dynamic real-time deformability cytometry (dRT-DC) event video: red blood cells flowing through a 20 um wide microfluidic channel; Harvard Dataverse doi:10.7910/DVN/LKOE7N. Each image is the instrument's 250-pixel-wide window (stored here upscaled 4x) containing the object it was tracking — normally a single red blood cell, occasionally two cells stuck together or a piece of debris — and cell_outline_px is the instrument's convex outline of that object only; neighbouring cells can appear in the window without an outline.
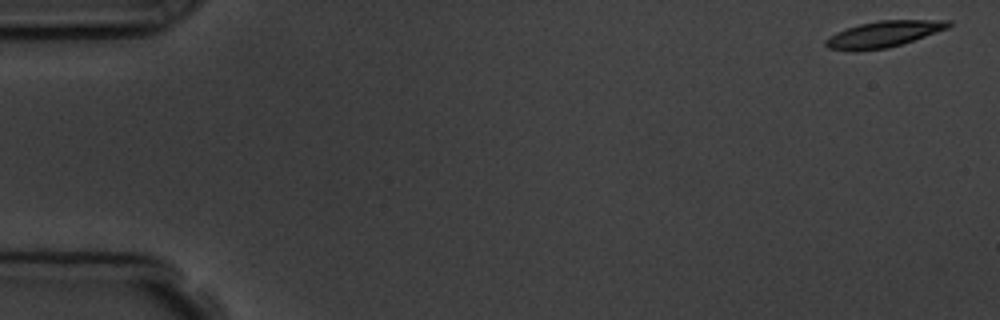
{"species": "common noctule bat (a hibernating species)", "species_latin": "Nyctalus noctula", "temperature_condition": "room temperature", "stored_images_in_passage": 6, "camera_frame_rate_fps": 3000, "um_per_image_px": 0.085, "animal": {"sex": "male", "body_mass_g": 19.5, "forearm_length_mm": 54.6}, "frame": {"image": 1, "passage_image": 1, "time_ms": 0.0, "image_size_px": [1000, 320], "cell_outline_px": [[952, 24], [948, 28], [888, 48], [856, 52], [852, 52], [828, 48], [824, 44], [824, 40], [836, 32], [844, 28], [860, 24], [880, 20], [952, 20]], "centroid_in_image_um": [75.04, 2.91], "position_along_channel_um": 10.0, "area_um2": 18.84}}